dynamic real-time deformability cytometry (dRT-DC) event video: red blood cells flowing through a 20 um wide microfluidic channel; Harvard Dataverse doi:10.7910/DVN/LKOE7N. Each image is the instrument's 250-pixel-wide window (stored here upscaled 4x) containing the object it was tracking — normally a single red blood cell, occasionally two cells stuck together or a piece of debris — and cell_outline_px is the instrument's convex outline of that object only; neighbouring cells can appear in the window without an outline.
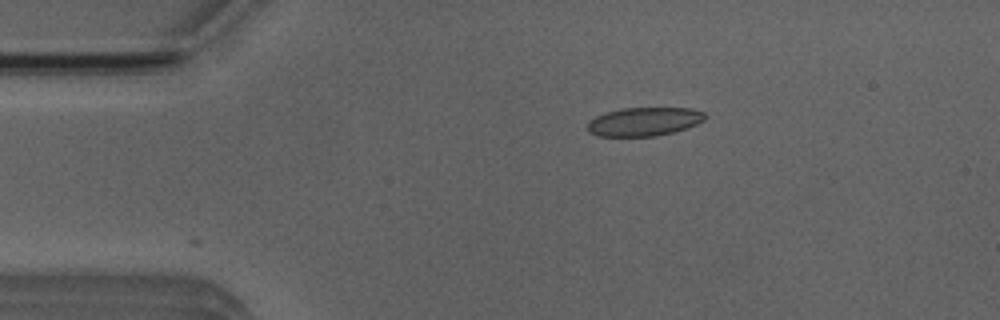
{"species": "Egyptian fruit bat (a non-hibernating species)", "species_latin": "Rousettus aegyptiacus", "temperature_condition": "room temperature", "stored_images_in_passage": 26, "camera_frame_rate_fps": 3000, "um_per_image_px": 0.085, "animal": {"sex": "male"}, "frame": {"image": 1, "passage_image": 1, "time_ms": 0.0, "image_size_px": [1000, 320], "cell_outline_px": [[708, 116], [704, 120], [696, 124], [672, 132], [656, 136], [596, 136], [588, 132], [588, 120], [604, 112], [620, 108], [692, 108], [704, 112]], "centroid_in_image_um": [54.72, 10.33], "position_along_channel_um": 30.3, "area_um2": 19.71}}
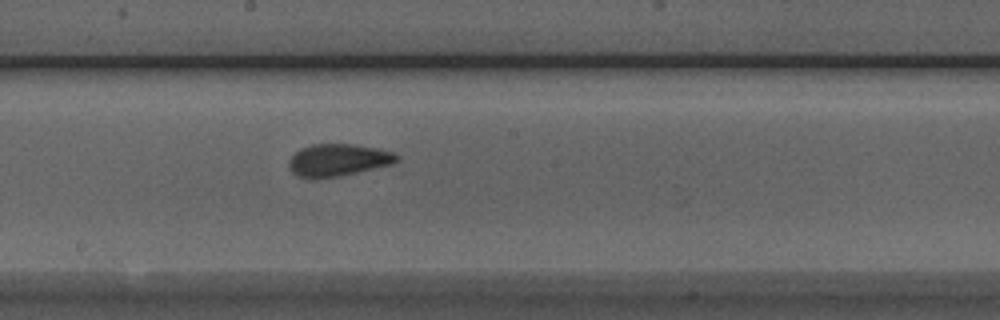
{"frame": {"image": 2, "passage_image": 19, "time_ms": 6.0, "image_size_px": [1000, 320], "cell_outline_px": [[400, 160], [392, 164], [340, 176], [316, 180], [312, 180], [300, 176], [292, 172], [288, 164], [288, 160], [300, 148], [312, 144], [352, 144], [380, 148], [392, 152], [400, 156]], "centroid_in_image_um": [28.74, 13.61], "position_along_channel_um": 219.5, "area_um2": 20.58}}
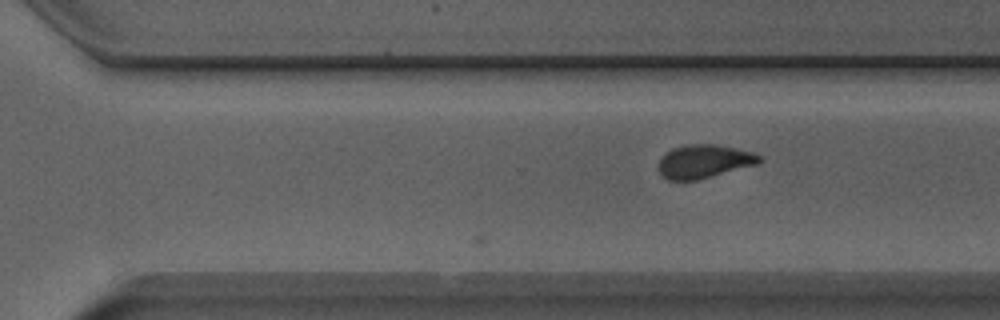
{"frame": {"image": 3, "passage_image": 26, "time_ms": 8.333, "image_size_px": [1000, 320], "cell_outline_px": [[764, 160], [756, 164], [696, 180], [668, 180], [660, 172], [660, 156], [664, 152], [672, 148], [688, 144], [716, 144], [752, 152], [760, 156]], "centroid_in_image_um": [59.82, 13.7], "position_along_channel_um": 310.8, "area_um2": 19.42}}